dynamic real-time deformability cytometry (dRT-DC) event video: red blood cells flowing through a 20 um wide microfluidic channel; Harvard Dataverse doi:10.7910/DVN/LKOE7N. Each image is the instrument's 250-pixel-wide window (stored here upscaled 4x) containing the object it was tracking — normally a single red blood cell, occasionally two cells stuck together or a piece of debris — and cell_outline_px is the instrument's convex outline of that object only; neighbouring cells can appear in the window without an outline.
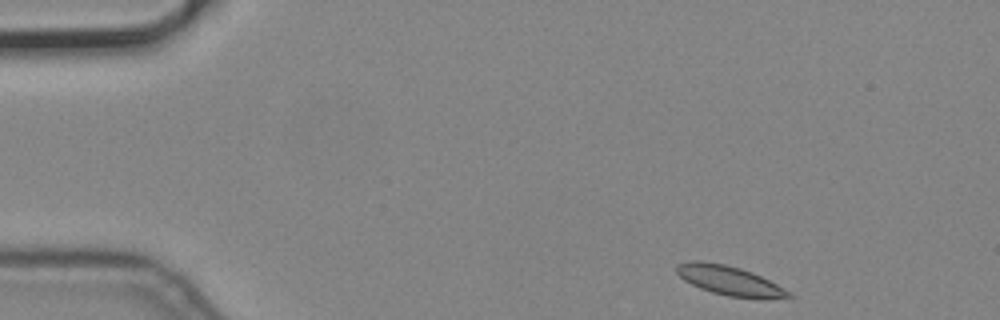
{"species": "common noctule bat (a hibernating species)", "species_latin": "Nyctalus noctula", "temperature_condition": "cold", "stored_images_in_passage": 50, "camera_frame_rate_fps": 3000, "um_per_image_px": 0.085, "animal": {"sex": "male", "body_mass_g": 19.2, "forearm_length_mm": 51.8}, "frame": {"image": 1, "passage_image": 1, "time_ms": 0.0, "image_size_px": [1000, 320], "cell_outline_px": [[796, 296], [728, 296], [712, 292], [700, 288], [684, 280], [676, 272], [676, 264], [692, 260], [700, 260], [724, 264], [740, 268], [752, 272], [776, 284]], "centroid_in_image_um": [61.86, 23.78], "position_along_channel_um": 23.1, "area_um2": 18.32}}
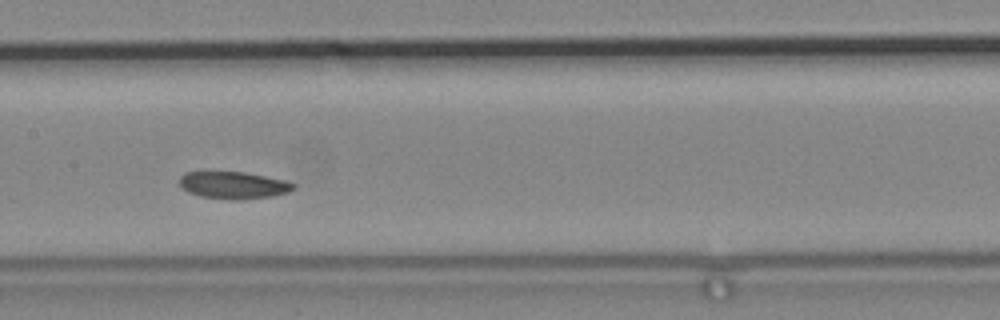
{"frame": {"image": 2, "passage_image": 22, "time_ms": 7.0, "image_size_px": [1000, 320], "cell_outline_px": [[296, 188], [288, 192], [272, 196], [200, 196], [188, 192], [180, 188], [180, 176], [184, 172], [244, 172], [284, 180], [296, 184]], "centroid_in_image_um": [19.82, 15.67], "position_along_channel_um": 187.6, "area_um2": 16.94}}
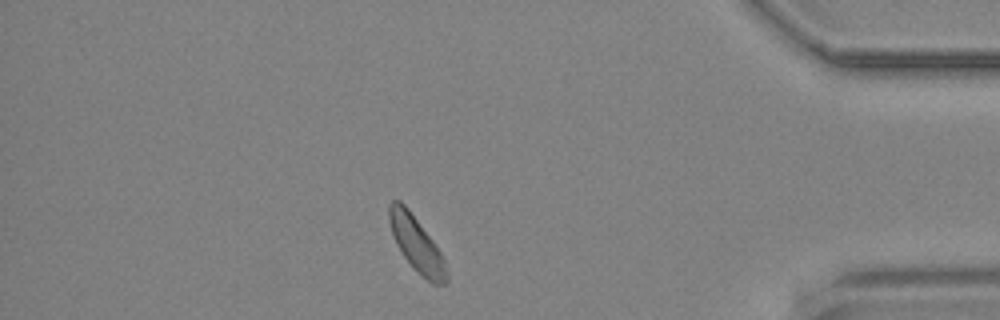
{"frame": {"image": 3, "passage_image": 43, "time_ms": 14.0, "image_size_px": [1000, 320], "cell_outline_px": [[448, 284], [432, 284], [404, 256], [396, 244], [388, 220], [388, 204], [392, 200], [400, 200], [408, 208], [432, 240], [440, 252], [444, 260], [448, 276]], "centroid_in_image_um": [35.39, 20.71], "position_along_channel_um": 399.8, "area_um2": 17.92}}